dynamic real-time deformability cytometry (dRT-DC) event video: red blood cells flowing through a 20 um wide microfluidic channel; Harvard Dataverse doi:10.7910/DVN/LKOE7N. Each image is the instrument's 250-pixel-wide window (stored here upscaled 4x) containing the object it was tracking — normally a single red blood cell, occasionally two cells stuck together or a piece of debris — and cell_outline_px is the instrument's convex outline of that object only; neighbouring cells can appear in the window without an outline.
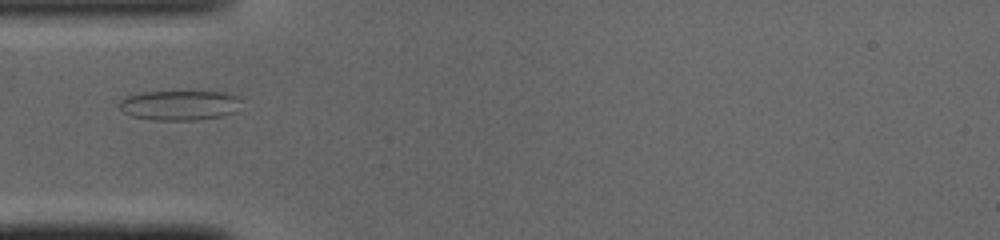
{"species": "common noctule bat (a hibernating species)", "species_latin": "Nyctalus noctula", "temperature_condition": "cold", "stored_images_in_passage": 36, "camera_frame_rate_fps": 3000, "um_per_image_px": 0.085, "animal": {"sex": "male", "body_mass_g": 19.0, "forearm_length_mm": 50.8}, "frame": {"image": 1, "passage_image": 2, "time_ms": 0.333, "image_size_px": [1000, 240], "cell_outline_px": [[240, 96], [236, 112], [224, 116], [196, 120], [152, 120], [132, 116], [124, 112], [116, 104], [120, 100], [128, 96], [144, 92], [224, 92]], "centroid_in_image_um": [15.26, 8.95], "position_along_channel_um": 69.7, "area_um2": 21.27}}
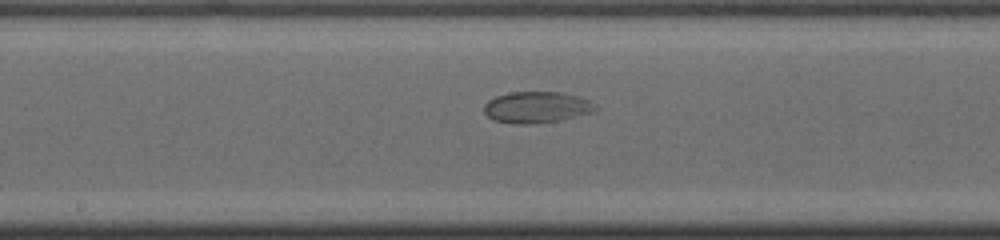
{"frame": {"image": 2, "passage_image": 12, "time_ms": 3.667, "image_size_px": [1000, 240], "cell_outline_px": [[600, 108], [592, 112], [556, 120], [532, 124], [512, 124], [492, 120], [484, 112], [484, 104], [488, 100], [496, 96], [512, 92], [564, 92], [592, 100]], "centroid_in_image_um": [45.62, 9.11], "position_along_channel_um": 202.6, "area_um2": 20.46}}
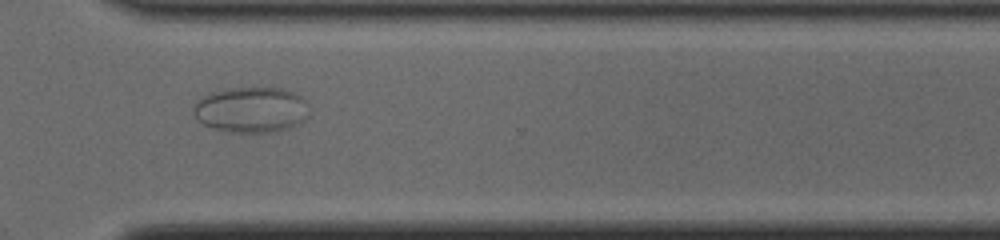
{"frame": {"image": 3, "passage_image": 23, "time_ms": 7.333, "image_size_px": [1000, 240], "cell_outline_px": [[308, 116], [300, 124], [288, 128], [272, 132], [232, 132], [216, 128], [204, 124], [192, 112], [192, 108], [200, 96], [212, 92], [232, 88], [280, 88], [292, 92], [300, 96], [308, 104]], "centroid_in_image_um": [21.36, 9.32], "position_along_channel_um": 349.2, "area_um2": 30.63}}